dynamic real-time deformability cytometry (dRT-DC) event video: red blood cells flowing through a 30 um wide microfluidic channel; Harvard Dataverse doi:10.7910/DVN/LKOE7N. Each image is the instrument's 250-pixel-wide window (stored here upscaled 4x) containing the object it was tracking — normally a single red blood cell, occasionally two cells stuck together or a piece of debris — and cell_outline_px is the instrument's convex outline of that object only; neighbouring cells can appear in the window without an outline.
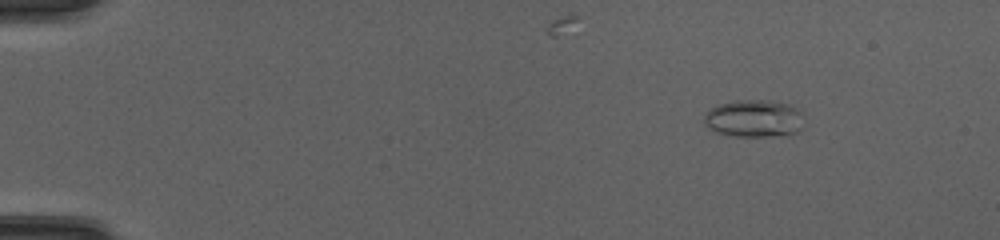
{"species": "common noctule bat (a hibernating species)", "species_latin": "Nyctalus noctula", "temperature_condition": "cold", "stored_images_in_passage": 51, "camera_frame_rate_fps": 3000, "um_per_image_px": 0.085, "animal": {"sex": "female", "body_mass_g": 20.0, "forearm_length_mm": 54.0}, "frame": {"image": 1, "passage_image": 8, "time_ms": 2.333, "image_size_px": [1000, 240], "cell_outline_px": [[804, 112], [800, 132], [788, 136], [736, 136], [716, 132], [708, 128], [704, 124], [704, 116], [716, 104], [732, 100], [768, 100], [788, 104]], "centroid_in_image_um": [64.13, 10.07], "position_along_channel_um": 20.9, "area_um2": 22.2}}
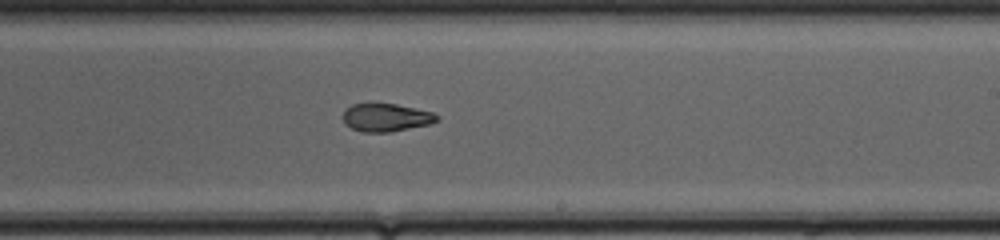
{"frame": {"image": 2, "passage_image": 33, "time_ms": 10.667, "image_size_px": [1000, 240], "cell_outline_px": [[440, 120], [428, 124], [388, 132], [360, 132], [344, 124], [344, 108], [352, 104], [396, 104], [432, 112], [440, 116]], "centroid_in_image_um": [32.8, 9.99], "position_along_channel_um": 256.2, "area_um2": 15.2}}
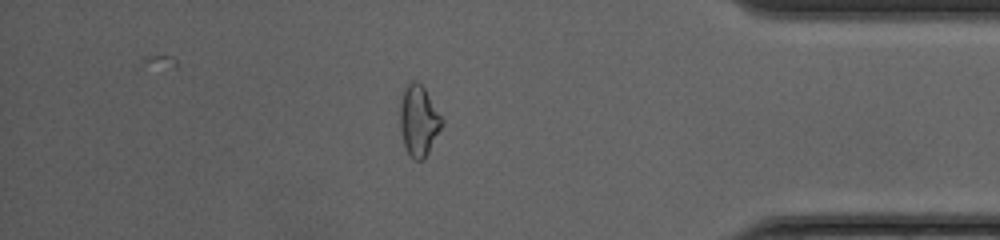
{"frame": {"image": 3, "passage_image": 45, "time_ms": 14.667, "image_size_px": [1000, 240], "cell_outline_px": [[444, 124], [424, 160], [416, 160], [408, 152], [404, 144], [400, 128], [400, 104], [404, 88], [412, 80], [416, 80], [424, 88], [444, 120]], "centroid_in_image_um": [35.6, 10.25], "position_along_channel_um": 399.6, "area_um2": 17.17}, "authors_computed_cell_mechanics": {"area_um2": 17.1666, "velocity_mm_per_s": 4.2234, "shape_relaxation_time_tau1_ms": null, "shape_relaxation_time_tau2_ms": 1.9564, "deformation_change_tau1": null, "deformation_change_tau2": 0.083}}